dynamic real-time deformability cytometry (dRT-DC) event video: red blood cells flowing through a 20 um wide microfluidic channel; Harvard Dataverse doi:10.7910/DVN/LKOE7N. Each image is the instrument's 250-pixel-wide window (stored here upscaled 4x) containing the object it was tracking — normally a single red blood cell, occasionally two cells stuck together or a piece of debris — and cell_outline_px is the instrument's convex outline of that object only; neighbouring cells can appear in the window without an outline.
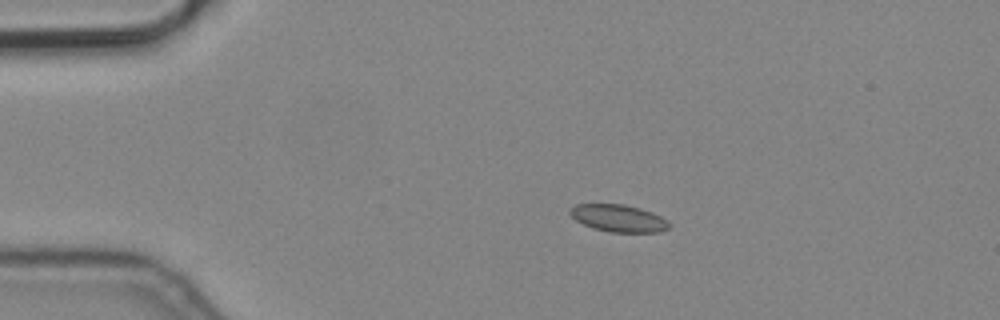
{"species": "common noctule bat (a hibernating species)", "species_latin": "Nyctalus noctula", "temperature_condition": "cold", "stored_images_in_passage": 7, "camera_frame_rate_fps": 3000, "um_per_image_px": 0.085, "animal": {"sex": "male", "body_mass_g": 19.2, "forearm_length_mm": 51.8}, "frame": {"image": 1, "passage_image": 4, "time_ms": 1.0, "image_size_px": [1000, 320], "cell_outline_px": [[672, 224], [668, 228], [660, 232], [608, 232], [592, 228], [576, 220], [568, 212], [576, 204], [624, 204], [640, 208], [652, 212], [668, 220]], "centroid_in_image_um": [52.6, 18.55], "position_along_channel_um": 32.4, "area_um2": 15.78}}
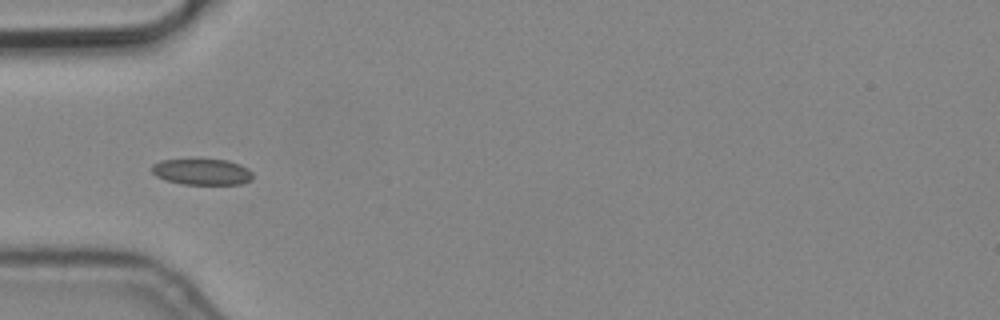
{"frame": {"image": 2, "passage_image": 6, "time_ms": 1.667, "image_size_px": [1000, 320], "cell_outline_px": [[252, 180], [240, 184], [184, 184], [164, 180], [156, 176], [152, 172], [152, 164], [160, 160], [228, 160], [240, 164], [248, 168], [252, 172]], "centroid_in_image_um": [17.17, 14.61], "position_along_channel_um": 67.8, "area_um2": 15.32}}
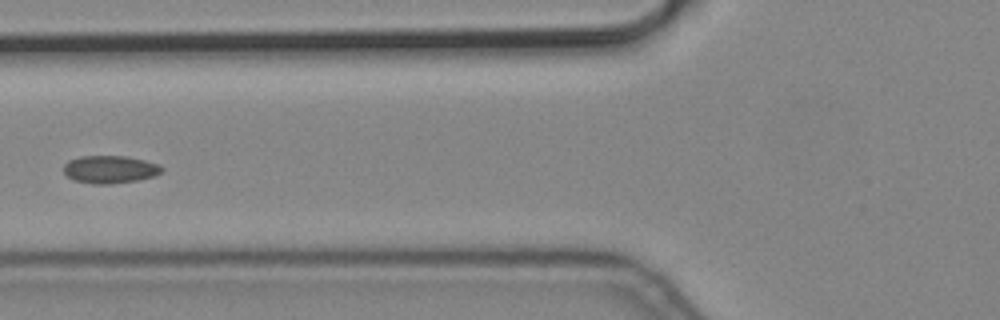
{"frame": {"image": 3, "passage_image": 7, "time_ms": 2.0, "image_size_px": [1000, 320], "cell_outline_px": [[164, 168], [160, 172], [152, 176], [136, 180], [108, 184], [96, 184], [76, 180], [68, 176], [64, 172], [64, 164], [68, 160], [80, 156], [128, 156], [160, 164]], "centroid_in_image_um": [9.34, 14.38], "position_along_channel_um": 116.5, "area_um2": 15.66}}